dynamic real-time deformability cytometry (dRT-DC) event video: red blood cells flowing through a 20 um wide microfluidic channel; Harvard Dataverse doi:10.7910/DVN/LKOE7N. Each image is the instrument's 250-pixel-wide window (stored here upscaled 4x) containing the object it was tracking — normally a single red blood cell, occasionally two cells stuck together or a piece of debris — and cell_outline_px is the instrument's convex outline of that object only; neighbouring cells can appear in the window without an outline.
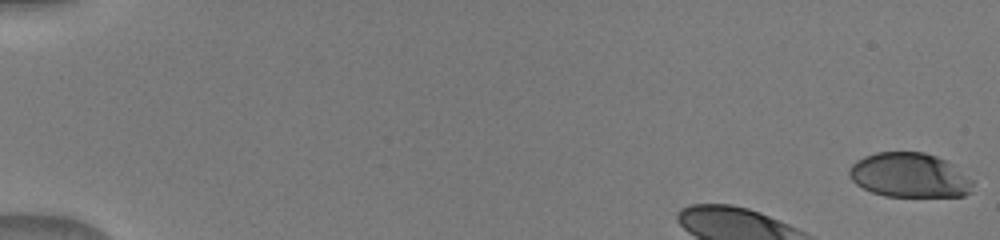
{"species": "human", "species_latin": "Homo sapiens", "temperature_condition": "warm", "stored_images_in_passage": 16, "camera_frame_rate_fps": 3000, "um_per_image_px": 0.085, "donor": {"sex": "male"}, "frame": {"image": 1, "passage_image": 1, "time_ms": 0.0, "image_size_px": [1000, 240], "cell_outline_px": [[972, 192], [964, 196], [884, 196], [872, 192], [856, 184], [848, 176], [848, 168], [856, 160], [864, 156], [876, 152], [924, 152], [936, 156], [944, 160], [972, 180]], "centroid_in_image_um": [77.25, 14.9], "position_along_channel_um": 7.7, "area_um2": 31.91}}
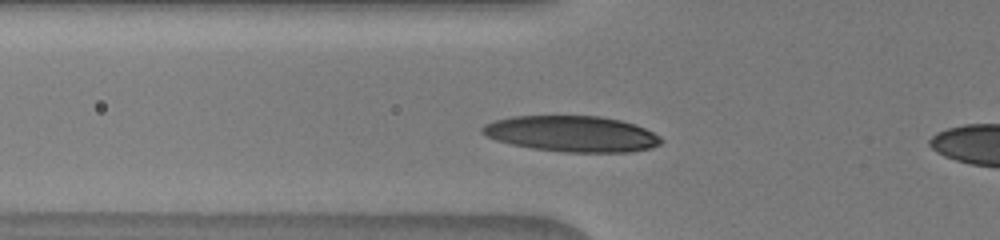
{"frame": {"image": 2, "passage_image": 14, "time_ms": 4.333, "image_size_px": [1000, 240], "cell_outline_px": [[664, 140], [660, 144], [652, 148], [628, 152], [564, 152], [532, 148], [512, 144], [496, 140], [484, 136], [480, 132], [480, 128], [484, 124], [496, 120], [512, 116], [600, 116], [620, 120], [644, 128], [660, 136]], "centroid_in_image_um": [48.58, 11.38], "position_along_channel_um": 77.2, "area_um2": 37.45}}